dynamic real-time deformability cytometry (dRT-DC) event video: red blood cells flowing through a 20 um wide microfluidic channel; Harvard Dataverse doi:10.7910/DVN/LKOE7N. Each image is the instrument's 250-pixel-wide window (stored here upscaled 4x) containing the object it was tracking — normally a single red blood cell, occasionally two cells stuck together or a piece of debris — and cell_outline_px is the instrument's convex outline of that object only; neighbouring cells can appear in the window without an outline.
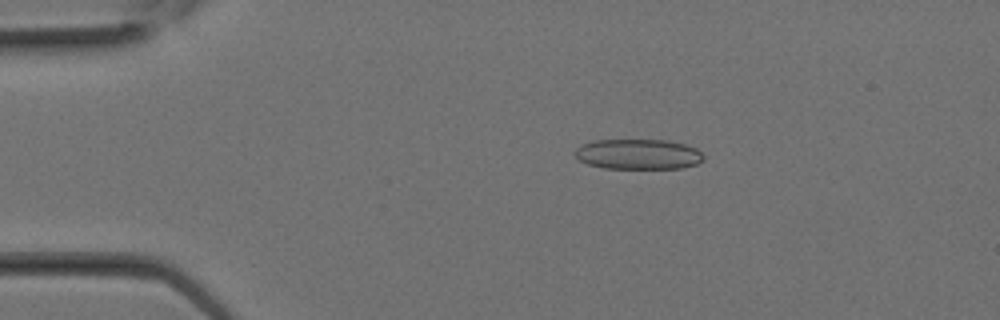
{"species": "Egyptian fruit bat (a non-hibernating species)", "species_latin": "Rousettus aegyptiacus", "temperature_condition": "room temperature", "stored_images_in_passage": 8, "camera_frame_rate_fps": 3000, "um_per_image_px": 0.085, "animal": {"sex": "female"}, "frame": {"image": 1, "passage_image": 5, "time_ms": 1.333, "image_size_px": [1000, 320], "cell_outline_px": [[704, 160], [696, 164], [680, 168], [604, 168], [588, 164], [580, 160], [572, 152], [580, 144], [592, 140], [668, 140], [684, 144], [696, 148], [704, 156]], "centroid_in_image_um": [54.22, 13.1], "position_along_channel_um": 30.8, "area_um2": 22.77}}